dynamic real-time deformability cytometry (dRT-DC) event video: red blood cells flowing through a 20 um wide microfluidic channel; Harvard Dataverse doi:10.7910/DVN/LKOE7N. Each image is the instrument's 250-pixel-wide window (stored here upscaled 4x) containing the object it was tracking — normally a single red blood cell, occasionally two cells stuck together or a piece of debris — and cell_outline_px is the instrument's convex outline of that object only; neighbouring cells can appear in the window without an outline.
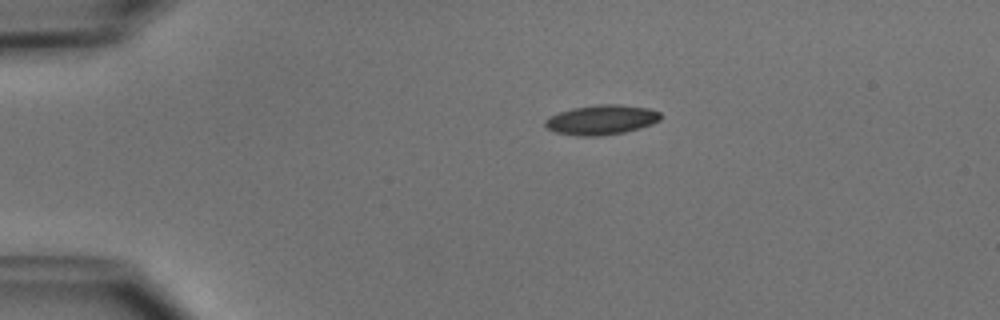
{"species": "common noctule bat (a hibernating species)", "species_latin": "Nyctalus noctula", "temperature_condition": "cold", "stored_images_in_passage": 36, "camera_frame_rate_fps": 3000, "um_per_image_px": 0.085, "animal": {"sex": "male", "body_mass_g": 15.6}, "frame": {"image": 1, "passage_image": 1, "time_ms": 0.0, "image_size_px": [1000, 320], "cell_outline_px": [[660, 120], [652, 124], [624, 132], [600, 136], [580, 136], [556, 132], [548, 128], [544, 124], [544, 120], [548, 116], [572, 108], [600, 104], [620, 104], [648, 108], [660, 112]], "centroid_in_image_um": [51.11, 10.18], "position_along_channel_um": 33.9, "area_um2": 19.94}}
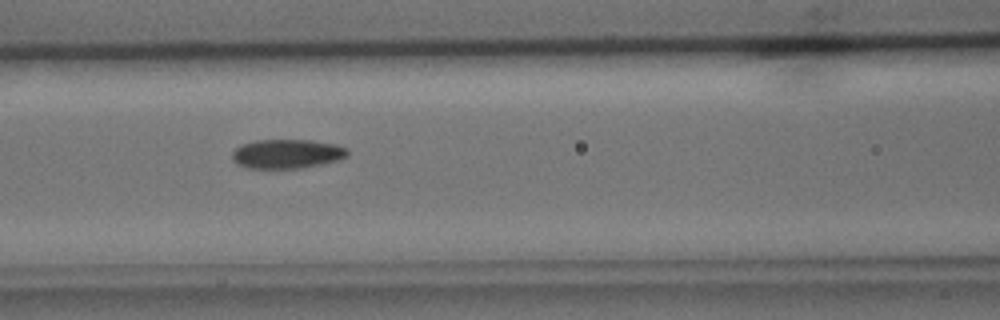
{"frame": {"image": 2, "passage_image": 13, "time_ms": 4.0, "image_size_px": [1000, 320], "cell_outline_px": [[348, 156], [340, 160], [324, 164], [300, 168], [244, 168], [236, 164], [232, 160], [232, 152], [240, 144], [256, 140], [312, 140], [336, 144], [348, 148]], "centroid_in_image_um": [24.4, 13.08], "position_along_channel_um": 142.2, "area_um2": 20.0}}
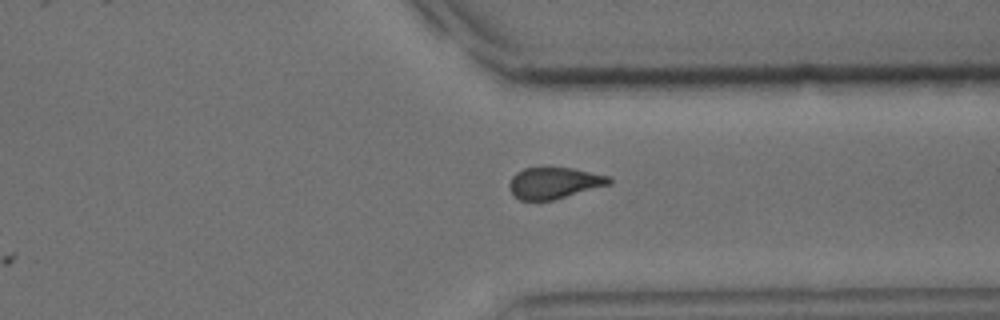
{"frame": {"image": 3, "passage_image": 30, "time_ms": 9.667, "image_size_px": [1000, 320], "cell_outline_px": [[612, 184], [552, 200], [520, 200], [512, 196], [508, 188], [508, 184], [512, 176], [516, 172], [524, 168], [572, 168], [608, 176], [612, 180]], "centroid_in_image_um": [47.06, 15.56], "position_along_channel_um": 364.3, "area_um2": 18.26}, "authors_computed_cell_mechanics": {"area_um2": 19.652, "velocity_mm_per_s": 3.9225, "shape_relaxation_time_tau1_ms": 3.3272, "shape_relaxation_time_tau2_ms": 6.8909, "deformation_change_tau1": 0.1019, "deformation_change_tau2": 0.1201}}